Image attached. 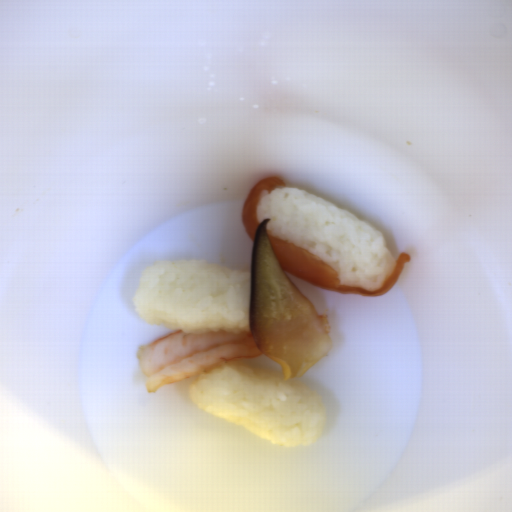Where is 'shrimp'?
I'll use <instances>...</instances> for the list:
<instances>
[{"label":"shrimp","mask_w":512,"mask_h":512,"mask_svg":"<svg viewBox=\"0 0 512 512\" xmlns=\"http://www.w3.org/2000/svg\"><path fill=\"white\" fill-rule=\"evenodd\" d=\"M136 353L148 393L232 359L264 355L250 331L233 334L223 329L201 335L174 329L140 346Z\"/></svg>","instance_id":"obj_1"}]
</instances>
